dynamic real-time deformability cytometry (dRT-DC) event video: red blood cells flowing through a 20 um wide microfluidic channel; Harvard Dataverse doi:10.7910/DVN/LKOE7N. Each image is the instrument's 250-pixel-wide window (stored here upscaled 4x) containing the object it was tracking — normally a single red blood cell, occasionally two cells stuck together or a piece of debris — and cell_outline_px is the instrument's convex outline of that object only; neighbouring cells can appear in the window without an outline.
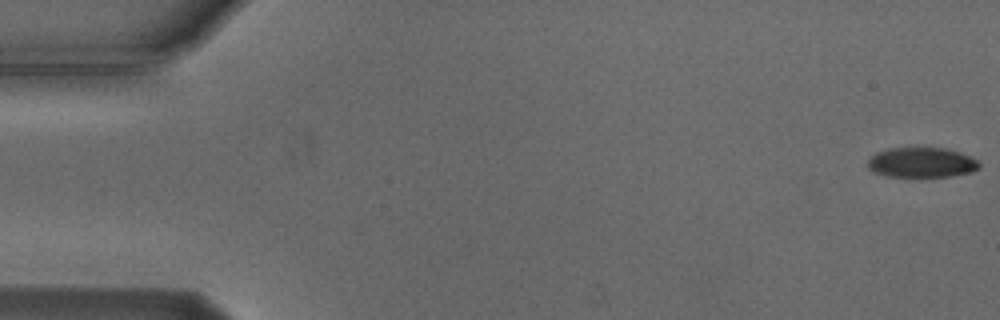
{"species": "Egyptian fruit bat (a non-hibernating species)", "species_latin": "Rousettus aegyptiacus", "temperature_condition": "cold", "stored_images_in_passage": 5, "camera_frame_rate_fps": 3000, "um_per_image_px": 0.085, "animal": {"sex": "male"}, "frame": {"image": 1, "passage_image": 1, "time_ms": 0.0, "image_size_px": [1000, 320], "cell_outline_px": [[980, 168], [972, 172], [952, 176], [884, 176], [872, 172], [868, 168], [868, 160], [876, 152], [888, 148], [944, 148], [968, 156], [976, 160], [980, 164]], "centroid_in_image_um": [78.3, 13.82], "position_along_channel_um": 6.7, "area_um2": 19.36}}